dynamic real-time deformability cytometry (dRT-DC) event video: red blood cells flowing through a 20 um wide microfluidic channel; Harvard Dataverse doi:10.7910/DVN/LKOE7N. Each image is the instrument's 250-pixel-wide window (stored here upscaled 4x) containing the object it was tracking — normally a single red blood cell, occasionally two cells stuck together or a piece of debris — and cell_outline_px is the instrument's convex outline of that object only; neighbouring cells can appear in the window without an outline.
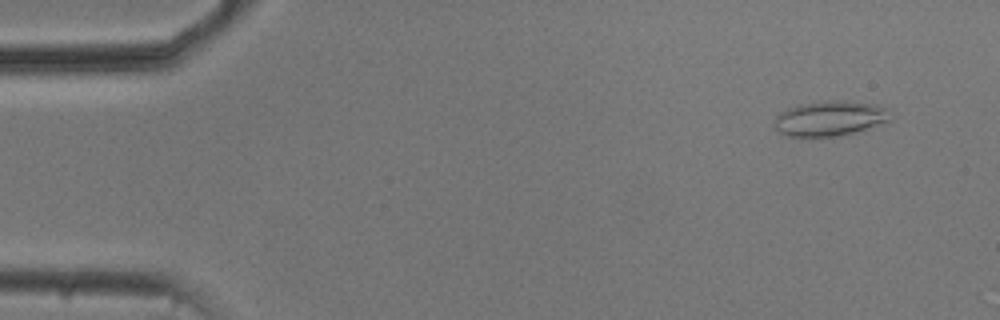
{"species": "common noctule bat (a hibernating species)", "species_latin": "Nyctalus noctula", "temperature_condition": "cold", "stored_images_in_passage": 38, "camera_frame_rate_fps": 3000, "um_per_image_px": 0.085, "animal": {"sex": "male", "body_mass_g": 20.5, "forearm_length_mm": 52.5}, "frame": {"image": 1, "passage_image": 3, "time_ms": 0.667, "image_size_px": [1000, 320], "cell_outline_px": [[896, 116], [892, 120], [852, 132], [836, 136], [808, 140], [788, 136], [780, 132], [772, 124], [776, 116], [780, 112], [788, 108], [800, 104], [824, 100], [836, 100], [872, 104], [888, 108]], "centroid_in_image_um": [70.51, 10.09], "position_along_channel_um": 14.5, "area_um2": 24.39}}
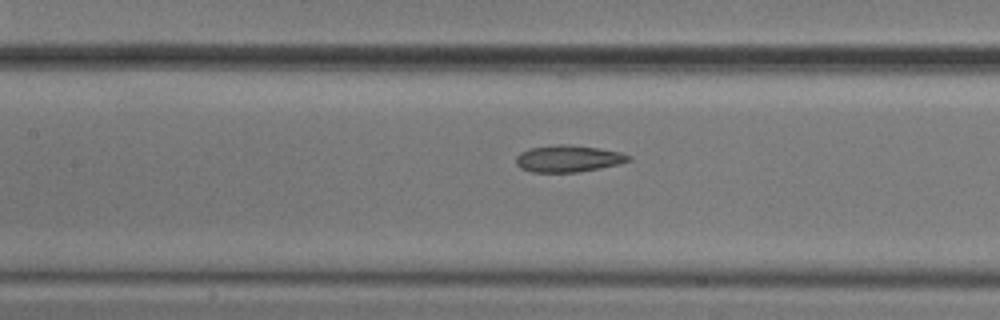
{"frame": {"image": 2, "passage_image": 23, "time_ms": 7.333, "image_size_px": [1000, 320], "cell_outline_px": [[632, 160], [620, 164], [576, 172], [532, 172], [520, 168], [516, 164], [516, 156], [520, 152], [528, 148], [556, 144], [568, 144], [600, 148], [620, 152], [632, 156]], "centroid_in_image_um": [48.3, 13.47], "position_along_channel_um": 159.1, "area_um2": 17.74}}
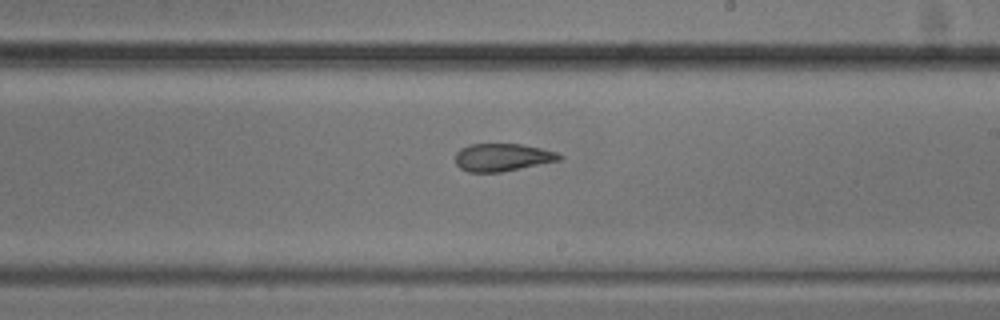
{"frame": {"image": 3, "passage_image": 30, "time_ms": 9.667, "image_size_px": [1000, 320], "cell_outline_px": [[564, 156], [560, 160], [500, 172], [468, 172], [460, 168], [456, 164], [456, 152], [460, 148], [468, 144], [520, 144], [540, 148], [556, 152]], "centroid_in_image_um": [42.67, 13.37], "position_along_channel_um": 246.3, "area_um2": 16.7}}